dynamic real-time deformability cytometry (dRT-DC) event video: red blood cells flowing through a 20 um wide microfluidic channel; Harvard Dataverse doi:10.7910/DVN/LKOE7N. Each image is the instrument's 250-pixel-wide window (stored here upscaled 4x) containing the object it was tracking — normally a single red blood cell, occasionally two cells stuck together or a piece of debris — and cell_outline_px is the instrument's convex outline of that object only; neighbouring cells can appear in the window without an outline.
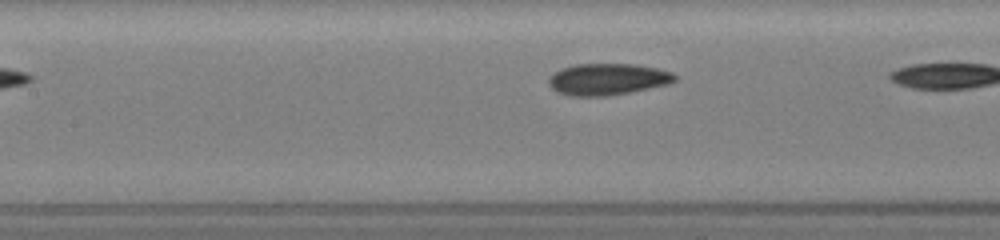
{"species": "common noctule bat (a hibernating species)", "species_latin": "Nyctalus noctula", "temperature_condition": "room temperature", "stored_images_in_passage": 9, "camera_frame_rate_fps": 3000, "um_per_image_px": 0.085, "animal": {"sex": "female", "body_mass_g": 19.5, "forearm_length_mm": 54.1}, "frame": {"image": 1, "passage_image": 8, "time_ms": 2.333, "image_size_px": [1000, 240], "cell_outline_px": [[676, 80], [672, 84], [608, 96], [568, 96], [556, 92], [548, 84], [548, 76], [560, 68], [576, 64], [632, 64], [656, 68], [672, 72], [676, 76]], "centroid_in_image_um": [51.62, 6.74], "position_along_channel_um": 155.8, "area_um2": 23.52}}